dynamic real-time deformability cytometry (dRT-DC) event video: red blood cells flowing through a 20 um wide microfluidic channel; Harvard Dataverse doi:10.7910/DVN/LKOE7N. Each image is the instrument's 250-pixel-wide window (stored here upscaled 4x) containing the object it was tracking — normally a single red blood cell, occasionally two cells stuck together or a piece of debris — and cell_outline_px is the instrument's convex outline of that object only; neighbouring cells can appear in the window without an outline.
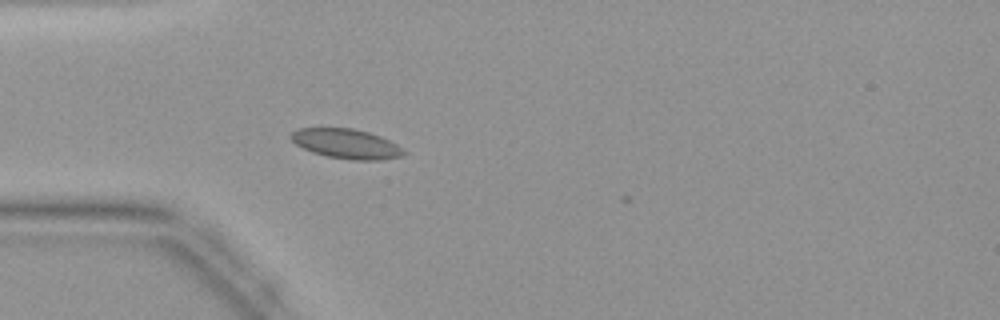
{"species": "common noctule bat (a hibernating species)", "species_latin": "Nyctalus noctula", "temperature_condition": "warm", "stored_images_in_passage": 7, "camera_frame_rate_fps": 3000, "um_per_image_px": 0.085, "animal": {"sex": "female", "body_mass_g": 19.9}, "frame": {"image": 1, "passage_image": 6, "time_ms": 1.667, "image_size_px": [1000, 320], "cell_outline_px": [[408, 152], [404, 156], [380, 160], [352, 160], [328, 156], [312, 152], [296, 144], [288, 136], [292, 132], [300, 128], [352, 128], [368, 132], [380, 136], [396, 144]], "centroid_in_image_um": [29.46, 12.22], "position_along_channel_um": 55.5, "area_um2": 19.48}}